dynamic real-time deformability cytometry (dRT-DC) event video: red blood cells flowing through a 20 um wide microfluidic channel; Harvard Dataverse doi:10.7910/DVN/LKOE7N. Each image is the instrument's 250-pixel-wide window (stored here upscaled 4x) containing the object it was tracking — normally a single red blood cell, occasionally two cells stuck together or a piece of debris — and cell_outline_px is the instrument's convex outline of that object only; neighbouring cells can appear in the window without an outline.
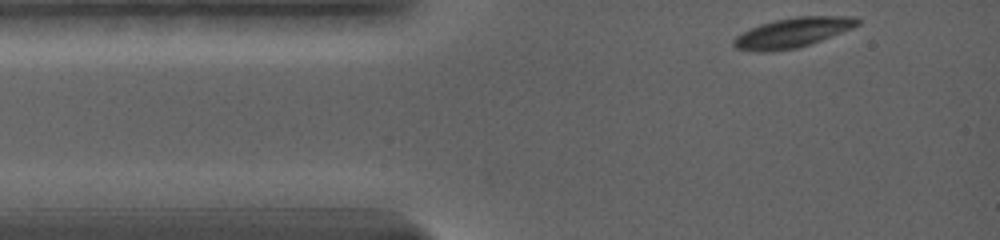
{"species": "common noctule bat (a hibernating species)", "species_latin": "Nyctalus noctula", "temperature_condition": "warm", "stored_images_in_passage": 30, "camera_frame_rate_fps": 5000, "um_per_image_px": 0.085, "animal": {"sex": "female", "body_mass_g": 19.0, "forearm_length_mm": 56.7}, "frame": {"image": 1, "passage_image": 1, "time_ms": 0.0, "image_size_px": [1000, 240], "cell_outline_px": [[860, 24], [808, 44], [796, 48], [736, 48], [732, 44], [732, 40], [736, 36], [760, 24], [772, 20], [796, 16], [840, 16], [860, 20]], "centroid_in_image_um": [67.38, 2.7], "position_along_channel_um": 17.6, "area_um2": 19.88}}
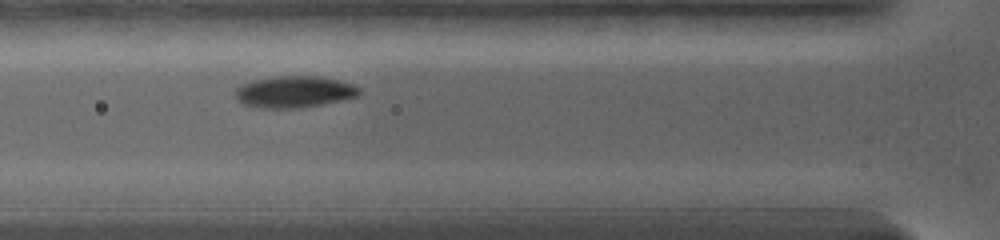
{"frame": {"image": 2, "passage_image": 18, "time_ms": 3.4, "image_size_px": [1000, 240], "cell_outline_px": [[360, 92], [356, 96], [340, 100], [300, 108], [260, 108], [244, 104], [236, 100], [236, 88], [240, 84], [256, 80], [276, 76], [316, 76], [336, 80], [352, 84], [360, 88]], "centroid_in_image_um": [24.97, 7.81], "position_along_channel_um": 100.8, "area_um2": 22.54}}
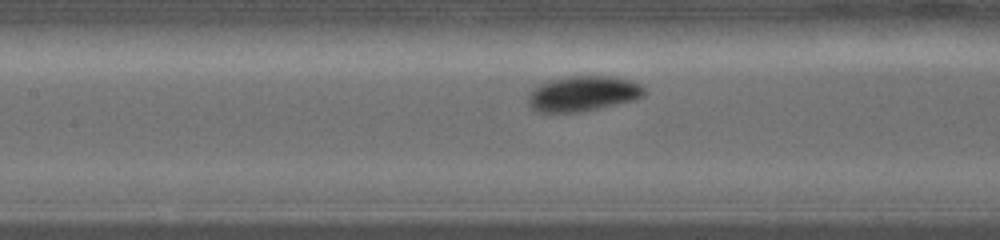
{"frame": {"image": 3, "passage_image": 25, "time_ms": 5.0, "image_size_px": [1000, 240], "cell_outline_px": [[644, 96], [632, 100], [600, 108], [580, 112], [536, 112], [528, 104], [528, 96], [532, 88], [540, 84], [552, 80], [572, 76], [608, 76], [632, 80], [640, 84], [644, 88]], "centroid_in_image_um": [49.54, 7.96], "position_along_channel_um": 157.9, "area_um2": 23.76}}